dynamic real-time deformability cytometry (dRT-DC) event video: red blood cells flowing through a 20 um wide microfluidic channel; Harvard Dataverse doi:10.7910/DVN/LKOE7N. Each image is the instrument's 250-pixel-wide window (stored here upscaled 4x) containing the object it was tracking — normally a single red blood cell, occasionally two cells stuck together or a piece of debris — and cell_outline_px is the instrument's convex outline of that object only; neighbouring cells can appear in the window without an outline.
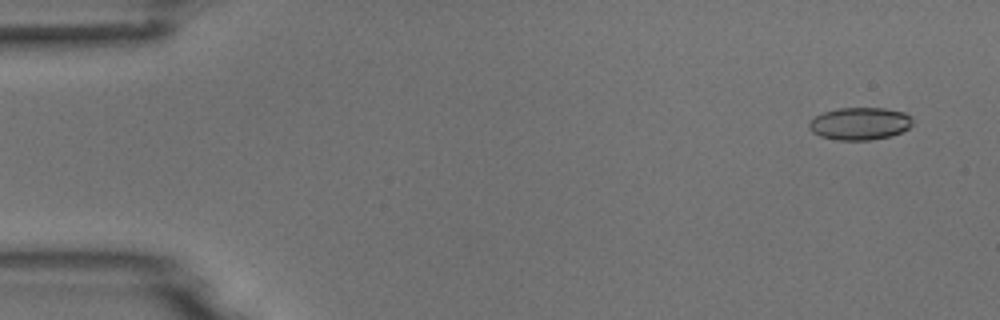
{"species": "common noctule bat (a hibernating species)", "species_latin": "Nyctalus noctula", "temperature_condition": "room temperature", "stored_images_in_passage": 54, "camera_frame_rate_fps": 3000, "um_per_image_px": 0.085, "animal": {"sex": "male", "body_mass_g": 18.8}, "frame": {"image": 1, "passage_image": 3, "time_ms": 0.667, "image_size_px": [1000, 320], "cell_outline_px": [[912, 124], [908, 128], [900, 132], [888, 136], [872, 140], [836, 140], [820, 136], [812, 132], [808, 128], [808, 124], [816, 116], [824, 112], [840, 108], [884, 108], [904, 112], [912, 116]], "centroid_in_image_um": [73.08, 10.51], "position_along_channel_um": 11.9, "area_um2": 19.54}}
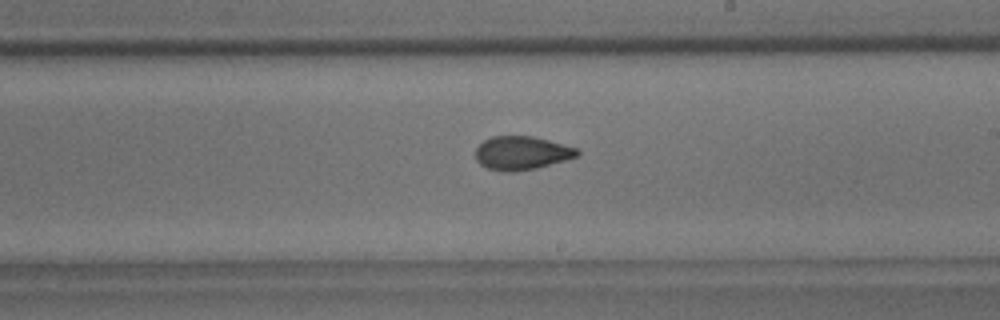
{"frame": {"image": 2, "passage_image": 31, "time_ms": 10.0, "image_size_px": [1000, 320], "cell_outline_px": [[580, 156], [536, 168], [512, 172], [504, 172], [488, 168], [480, 164], [476, 160], [476, 148], [484, 140], [492, 136], [532, 136], [548, 140], [576, 148], [580, 152]], "centroid_in_image_um": [44.34, 13.01], "position_along_channel_um": 244.7, "area_um2": 19.83}}
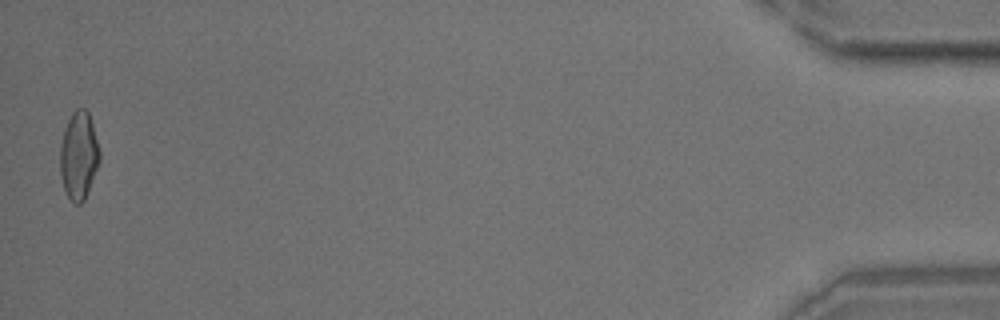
{"frame": {"image": 3, "passage_image": 53, "time_ms": 17.333, "image_size_px": [1000, 320], "cell_outline_px": [[100, 160], [84, 200], [80, 204], [72, 204], [64, 188], [60, 176], [60, 144], [64, 128], [72, 112], [76, 108], [84, 108], [88, 112], [92, 124], [100, 152]], "centroid_in_image_um": [6.67, 13.22], "position_along_channel_um": 428.5, "area_um2": 20.17}}